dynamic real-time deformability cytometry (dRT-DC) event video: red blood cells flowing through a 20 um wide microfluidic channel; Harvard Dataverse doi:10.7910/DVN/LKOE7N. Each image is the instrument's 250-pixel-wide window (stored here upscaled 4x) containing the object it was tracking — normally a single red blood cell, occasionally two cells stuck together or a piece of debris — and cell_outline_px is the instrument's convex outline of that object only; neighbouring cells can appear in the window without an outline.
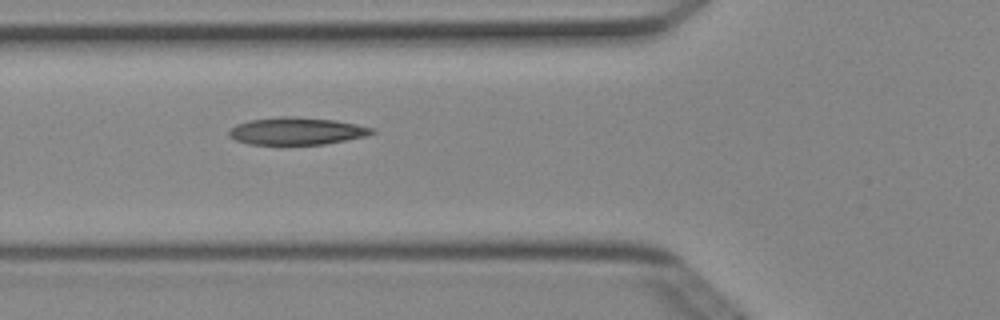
{"species": "Egyptian fruit bat (a non-hibernating species)", "species_latin": "Rousettus aegyptiacus", "temperature_condition": "cold", "stored_images_in_passage": 8, "camera_frame_rate_fps": 3000, "um_per_image_px": 0.085, "animal": {"sex": "female"}, "frame": {"image": 1, "passage_image": 5, "time_ms": 1.333, "image_size_px": [1000, 320], "cell_outline_px": [[376, 132], [364, 136], [324, 144], [280, 148], [248, 144], [236, 140], [228, 136], [228, 128], [236, 124], [248, 120], [280, 116], [288, 116], [332, 120], [356, 124], [376, 128]], "centroid_in_image_um": [25.11, 11.19], "position_along_channel_um": 100.7, "area_um2": 23.81}}
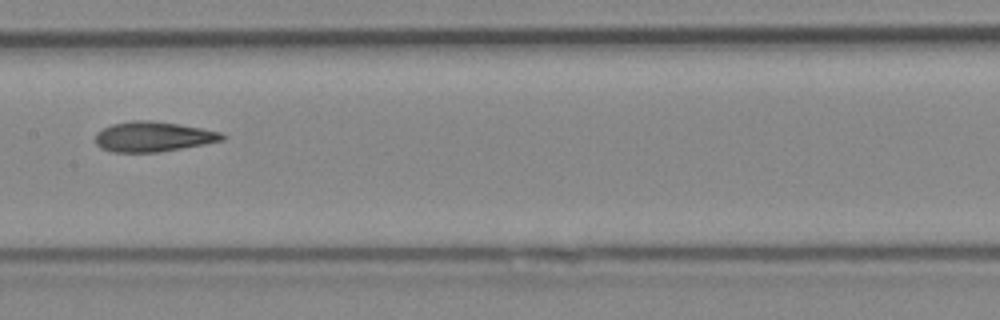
{"frame": {"image": 2, "passage_image": 7, "time_ms": 2.0, "image_size_px": [1000, 320], "cell_outline_px": [[228, 136], [224, 140], [204, 144], [156, 152], [112, 152], [100, 148], [96, 144], [96, 132], [112, 124], [132, 120], [152, 120], [200, 128], [220, 132]], "centroid_in_image_um": [13.0, 11.61], "position_along_channel_um": 194.4, "area_um2": 22.08}}
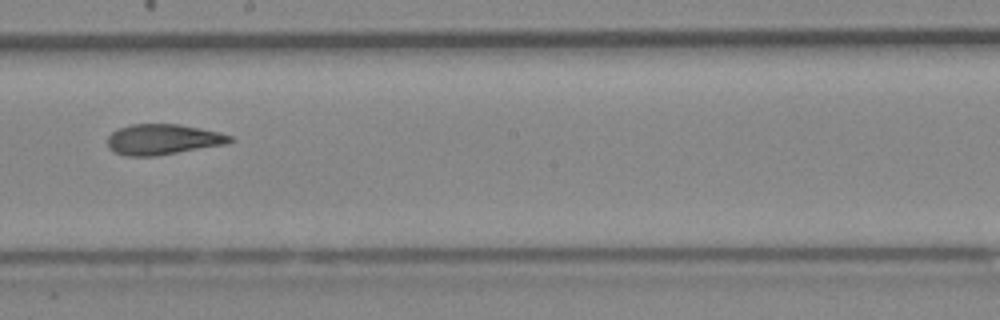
{"frame": {"image": 3, "passage_image": 8, "time_ms": 2.333, "image_size_px": [1000, 320], "cell_outline_px": [[236, 140], [224, 144], [156, 156], [124, 156], [112, 152], [108, 148], [108, 136], [112, 132], [120, 128], [132, 124], [180, 124], [220, 132], [232, 136]], "centroid_in_image_um": [13.83, 11.85], "position_along_channel_um": 234.4, "area_um2": 21.85}}